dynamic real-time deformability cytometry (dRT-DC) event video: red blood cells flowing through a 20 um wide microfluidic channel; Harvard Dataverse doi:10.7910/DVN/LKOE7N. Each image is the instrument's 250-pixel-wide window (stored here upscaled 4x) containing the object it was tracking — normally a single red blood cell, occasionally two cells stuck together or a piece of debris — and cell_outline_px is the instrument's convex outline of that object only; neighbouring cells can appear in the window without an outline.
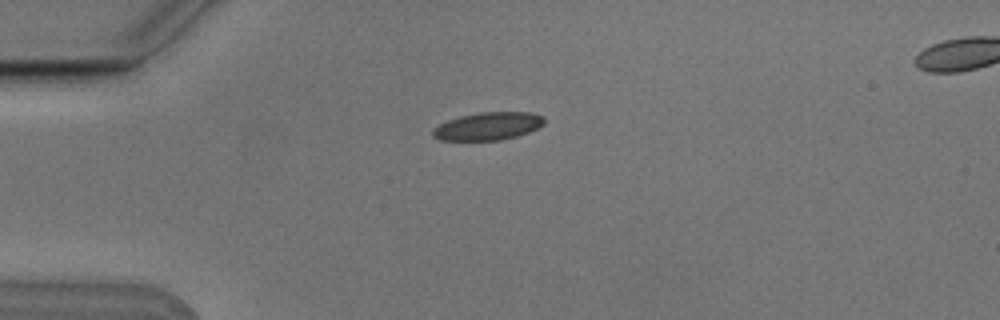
{"species": "Egyptian fruit bat (a non-hibernating species)", "species_latin": "Rousettus aegyptiacus", "temperature_condition": "cold", "stored_images_in_passage": 3, "camera_frame_rate_fps": 3000, "um_per_image_px": 0.085, "animal": {"sex": "male"}, "frame": {"image": 1, "passage_image": 1, "time_ms": 0.0, "image_size_px": [1000, 320], "cell_outline_px": [[544, 124], [528, 132], [516, 136], [500, 140], [440, 140], [432, 136], [432, 132], [440, 124], [448, 120], [460, 116], [480, 112], [532, 112], [544, 116]], "centroid_in_image_um": [41.5, 10.72], "position_along_channel_um": 43.5, "area_um2": 17.92}}